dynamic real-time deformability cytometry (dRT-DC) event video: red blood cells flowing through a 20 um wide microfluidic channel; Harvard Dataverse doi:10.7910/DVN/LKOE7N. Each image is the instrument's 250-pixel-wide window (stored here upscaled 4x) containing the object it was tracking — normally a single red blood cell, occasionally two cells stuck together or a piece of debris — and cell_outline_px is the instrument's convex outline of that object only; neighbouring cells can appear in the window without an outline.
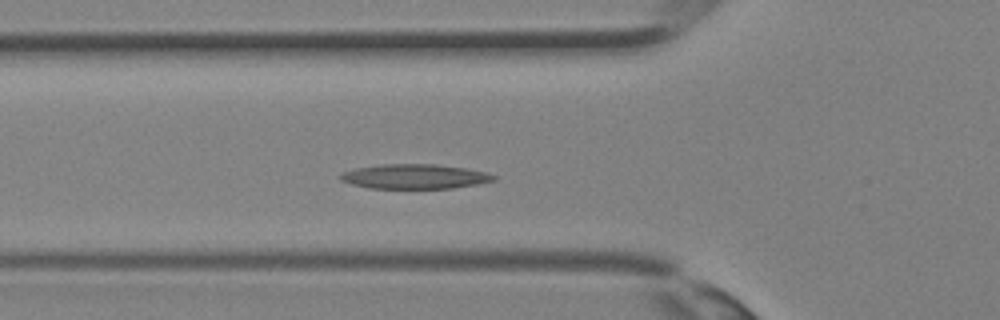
{"species": "Egyptian fruit bat (a non-hibernating species)", "species_latin": "Rousettus aegyptiacus", "temperature_condition": "room temperature", "stored_images_in_passage": 33, "camera_frame_rate_fps": 3000, "um_per_image_px": 0.085, "animal": {"sex": "female"}, "frame": {"image": 1, "passage_image": 9, "time_ms": 2.667, "image_size_px": [1000, 320], "cell_outline_px": [[496, 180], [476, 184], [452, 188], [368, 188], [352, 184], [340, 180], [340, 172], [356, 168], [380, 164], [436, 164], [464, 168], [484, 172], [496, 176]], "centroid_in_image_um": [35.2, 15.0], "position_along_channel_um": 90.6, "area_um2": 21.91}}
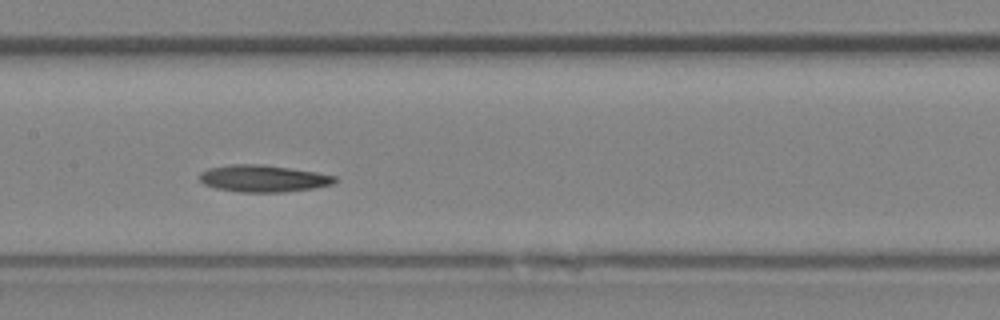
{"frame": {"image": 2, "passage_image": 14, "time_ms": 4.333, "image_size_px": [1000, 320], "cell_outline_px": [[336, 180], [332, 184], [316, 188], [284, 192], [240, 192], [216, 188], [204, 184], [200, 180], [200, 172], [208, 168], [232, 164], [260, 164], [316, 172], [336, 176]], "centroid_in_image_um": [22.37, 15.17], "position_along_channel_um": 185.0, "area_um2": 21.15}}
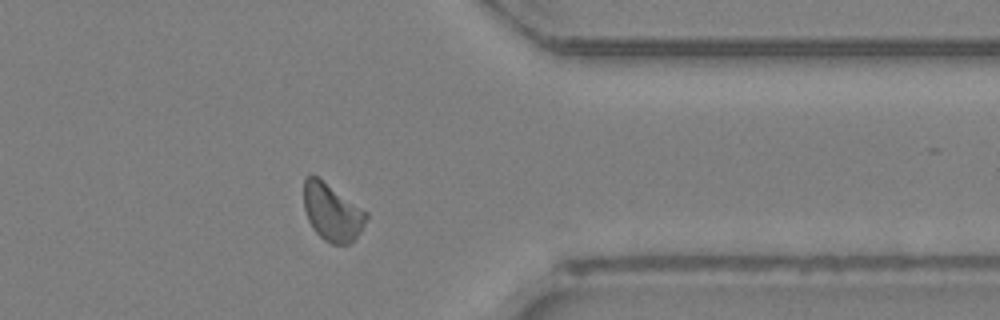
{"frame": {"image": 3, "passage_image": 25, "time_ms": 8.0, "image_size_px": [1000, 320], "cell_outline_px": [[368, 216], [360, 232], [348, 244], [332, 244], [324, 240], [312, 228], [308, 220], [304, 208], [304, 176], [312, 172], [368, 212]], "centroid_in_image_um": [28.2, 18.0], "position_along_channel_um": 383.2, "area_um2": 20.98}}